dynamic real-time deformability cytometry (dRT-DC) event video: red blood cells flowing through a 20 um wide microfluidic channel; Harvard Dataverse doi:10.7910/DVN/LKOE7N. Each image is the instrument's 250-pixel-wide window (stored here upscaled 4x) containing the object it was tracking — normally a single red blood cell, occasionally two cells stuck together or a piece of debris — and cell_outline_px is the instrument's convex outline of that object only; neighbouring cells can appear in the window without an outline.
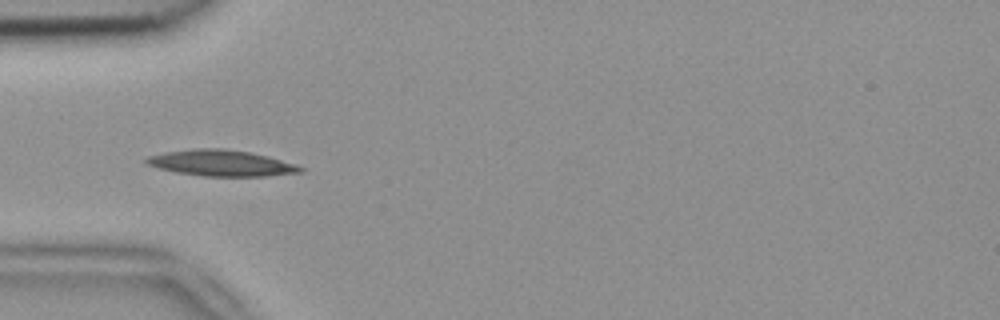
{"species": "common noctule bat (a hibernating species)", "species_latin": "Nyctalus noctula", "temperature_condition": "room temperature", "stored_images_in_passage": 5, "camera_frame_rate_fps": 3000, "um_per_image_px": 0.085, "animal": {"sex": "female", "body_mass_g": 18.4}, "frame": {"image": 1, "passage_image": 3, "time_ms": 0.667, "image_size_px": [1000, 320], "cell_outline_px": [[304, 172], [268, 176], [204, 176], [176, 172], [144, 164], [144, 160], [148, 156], [164, 152], [192, 148], [224, 148], [252, 152], [268, 156], [296, 164], [304, 168]], "centroid_in_image_um": [18.82, 13.85], "position_along_channel_um": 66.2, "area_um2": 23.64}}